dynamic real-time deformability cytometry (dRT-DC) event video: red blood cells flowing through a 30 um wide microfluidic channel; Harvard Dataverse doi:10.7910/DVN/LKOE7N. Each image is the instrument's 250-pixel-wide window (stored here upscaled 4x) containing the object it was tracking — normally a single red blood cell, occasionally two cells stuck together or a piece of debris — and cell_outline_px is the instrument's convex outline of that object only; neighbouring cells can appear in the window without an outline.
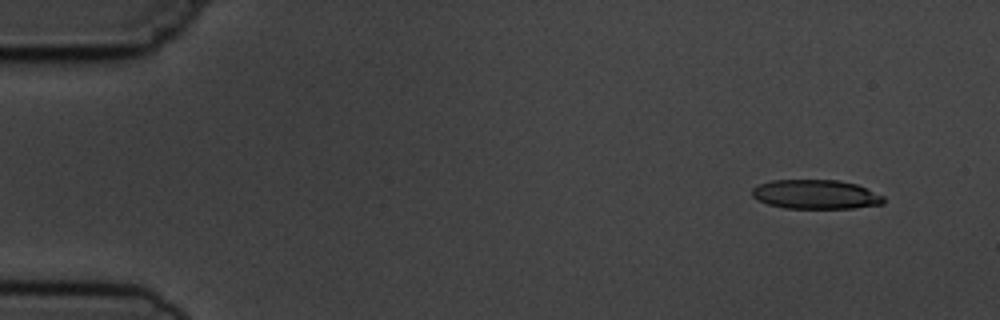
{"species": "common noctule bat (a hibernating species)", "species_latin": "Nyctalus noctula", "temperature_condition": "cold", "stored_images_in_passage": 4, "camera_frame_rate_fps": 3000, "um_per_image_px": 0.085, "animal": {"sex": "male", "body_mass_g": 19.5, "forearm_length_mm": 54.6}, "frame": {"image": 1, "passage_image": 2, "time_ms": 1.333, "image_size_px": [1000, 320], "cell_outline_px": [[884, 204], [852, 208], [784, 208], [768, 204], [752, 196], [752, 188], [756, 184], [772, 180], [840, 180], [856, 184], [884, 196]], "centroid_in_image_um": [69.32, 16.52], "position_along_channel_um": 15.7, "area_um2": 22.43}}